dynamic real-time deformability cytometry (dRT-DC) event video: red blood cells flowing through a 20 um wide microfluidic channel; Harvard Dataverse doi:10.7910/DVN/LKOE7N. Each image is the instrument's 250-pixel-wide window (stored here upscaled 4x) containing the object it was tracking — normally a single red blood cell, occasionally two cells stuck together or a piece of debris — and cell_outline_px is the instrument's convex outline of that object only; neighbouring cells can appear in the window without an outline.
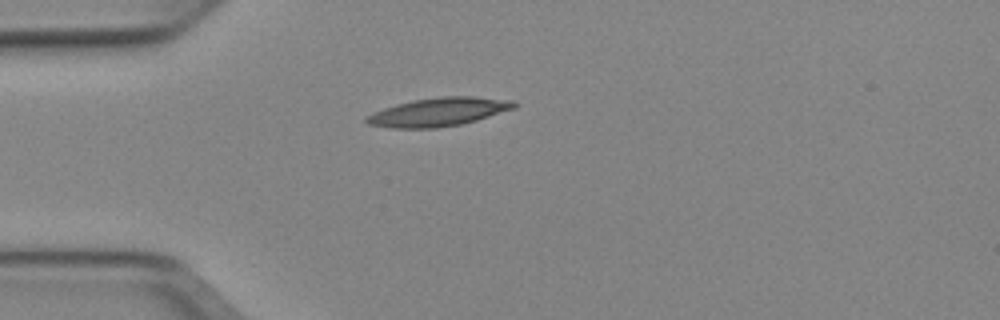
{"species": "Egyptian fruit bat (a non-hibernating species)", "species_latin": "Rousettus aegyptiacus", "temperature_condition": "cold", "stored_images_in_passage": 17, "camera_frame_rate_fps": 3000, "um_per_image_px": 0.085, "animal": {"sex": "female"}, "frame": {"image": 1, "passage_image": 1, "time_ms": 0.0, "image_size_px": [1000, 320], "cell_outline_px": [[516, 108], [476, 120], [460, 124], [436, 128], [392, 128], [368, 124], [364, 120], [364, 116], [372, 112], [396, 104], [412, 100], [440, 96], [472, 96], [516, 100]], "centroid_in_image_um": [37.27, 9.51], "position_along_channel_um": 47.7, "area_um2": 24.68}}
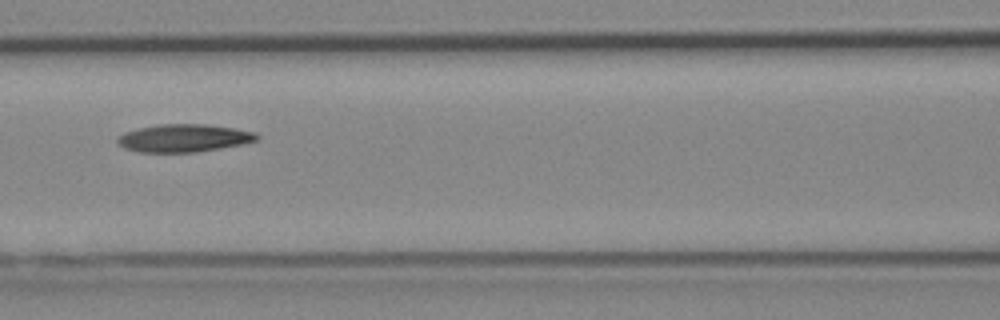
{"frame": {"image": 2, "passage_image": 10, "time_ms": 3.0, "image_size_px": [1000, 320], "cell_outline_px": [[260, 140], [220, 148], [196, 152], [136, 152], [124, 148], [116, 144], [116, 140], [124, 132], [140, 128], [160, 124], [204, 124], [232, 128], [256, 132], [260, 136]], "centroid_in_image_um": [15.61, 11.74], "position_along_channel_um": 151.0, "area_um2": 22.54}}
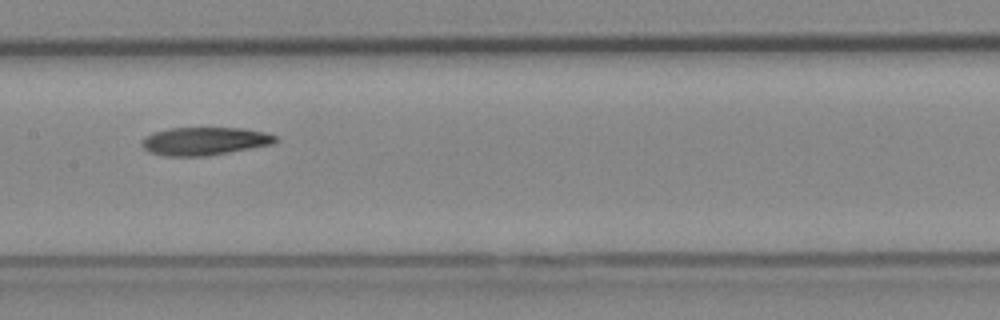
{"frame": {"image": 3, "passage_image": 13, "time_ms": 4.0, "image_size_px": [1000, 320], "cell_outline_px": [[280, 140], [272, 144], [208, 156], [164, 156], [148, 152], [140, 144], [140, 140], [144, 136], [152, 132], [168, 128], [244, 128], [264, 132], [276, 136]], "centroid_in_image_um": [17.33, 11.99], "position_along_channel_um": 190.1, "area_um2": 22.08}}